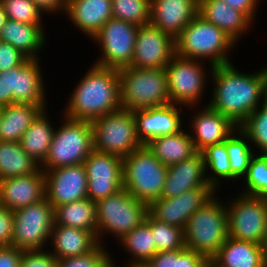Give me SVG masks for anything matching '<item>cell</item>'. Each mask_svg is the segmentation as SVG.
Masks as SVG:
<instances>
[{
  "instance_id": "6da1fadb",
  "label": "cell",
  "mask_w": 267,
  "mask_h": 267,
  "mask_svg": "<svg viewBox=\"0 0 267 267\" xmlns=\"http://www.w3.org/2000/svg\"><path fill=\"white\" fill-rule=\"evenodd\" d=\"M213 89L208 106L225 115L236 126L267 99V65L257 72L238 71L234 64L212 67Z\"/></svg>"
},
{
  "instance_id": "7a4b0ae2",
  "label": "cell",
  "mask_w": 267,
  "mask_h": 267,
  "mask_svg": "<svg viewBox=\"0 0 267 267\" xmlns=\"http://www.w3.org/2000/svg\"><path fill=\"white\" fill-rule=\"evenodd\" d=\"M67 101L63 116L92 122L121 109L119 72L92 64Z\"/></svg>"
},
{
  "instance_id": "3957f363",
  "label": "cell",
  "mask_w": 267,
  "mask_h": 267,
  "mask_svg": "<svg viewBox=\"0 0 267 267\" xmlns=\"http://www.w3.org/2000/svg\"><path fill=\"white\" fill-rule=\"evenodd\" d=\"M237 44L223 30L205 21L198 14L175 38L176 55L203 62L208 60L209 69L231 64L229 52H233Z\"/></svg>"
},
{
  "instance_id": "277c9868",
  "label": "cell",
  "mask_w": 267,
  "mask_h": 267,
  "mask_svg": "<svg viewBox=\"0 0 267 267\" xmlns=\"http://www.w3.org/2000/svg\"><path fill=\"white\" fill-rule=\"evenodd\" d=\"M185 248L194 250L209 261L228 238L226 202L217 193L190 216L184 227Z\"/></svg>"
},
{
  "instance_id": "5b68a950",
  "label": "cell",
  "mask_w": 267,
  "mask_h": 267,
  "mask_svg": "<svg viewBox=\"0 0 267 267\" xmlns=\"http://www.w3.org/2000/svg\"><path fill=\"white\" fill-rule=\"evenodd\" d=\"M121 109L135 111L170 103L165 68L118 69Z\"/></svg>"
},
{
  "instance_id": "8992f818",
  "label": "cell",
  "mask_w": 267,
  "mask_h": 267,
  "mask_svg": "<svg viewBox=\"0 0 267 267\" xmlns=\"http://www.w3.org/2000/svg\"><path fill=\"white\" fill-rule=\"evenodd\" d=\"M96 212L99 244L103 245L104 241L101 239L105 234L115 237L118 243L127 233L145 221L148 205L123 188L113 195L98 200Z\"/></svg>"
},
{
  "instance_id": "52a82bcc",
  "label": "cell",
  "mask_w": 267,
  "mask_h": 267,
  "mask_svg": "<svg viewBox=\"0 0 267 267\" xmlns=\"http://www.w3.org/2000/svg\"><path fill=\"white\" fill-rule=\"evenodd\" d=\"M63 118L62 125L55 129L48 156L40 165L42 171L83 164L94 150L91 122Z\"/></svg>"
},
{
  "instance_id": "ba28073f",
  "label": "cell",
  "mask_w": 267,
  "mask_h": 267,
  "mask_svg": "<svg viewBox=\"0 0 267 267\" xmlns=\"http://www.w3.org/2000/svg\"><path fill=\"white\" fill-rule=\"evenodd\" d=\"M168 166L143 145L123 158V188L149 205L161 198Z\"/></svg>"
},
{
  "instance_id": "9c48e42d",
  "label": "cell",
  "mask_w": 267,
  "mask_h": 267,
  "mask_svg": "<svg viewBox=\"0 0 267 267\" xmlns=\"http://www.w3.org/2000/svg\"><path fill=\"white\" fill-rule=\"evenodd\" d=\"M94 150L122 159L143 146L138 139L136 119L132 111L120 109L91 122Z\"/></svg>"
},
{
  "instance_id": "30bf717a",
  "label": "cell",
  "mask_w": 267,
  "mask_h": 267,
  "mask_svg": "<svg viewBox=\"0 0 267 267\" xmlns=\"http://www.w3.org/2000/svg\"><path fill=\"white\" fill-rule=\"evenodd\" d=\"M206 63L175 55L166 66L167 87L171 104L183 107L199 108L202 97L206 93L207 73ZM208 74V75H207ZM207 75V76H206ZM207 77V78H206ZM205 89V90H204Z\"/></svg>"
},
{
  "instance_id": "8fae6325",
  "label": "cell",
  "mask_w": 267,
  "mask_h": 267,
  "mask_svg": "<svg viewBox=\"0 0 267 267\" xmlns=\"http://www.w3.org/2000/svg\"><path fill=\"white\" fill-rule=\"evenodd\" d=\"M39 60L27 58L21 65L0 72V107L14 103L48 104Z\"/></svg>"
},
{
  "instance_id": "7c38bea8",
  "label": "cell",
  "mask_w": 267,
  "mask_h": 267,
  "mask_svg": "<svg viewBox=\"0 0 267 267\" xmlns=\"http://www.w3.org/2000/svg\"><path fill=\"white\" fill-rule=\"evenodd\" d=\"M13 214L11 246L22 251L47 249L54 224V208L47 198L16 210Z\"/></svg>"
},
{
  "instance_id": "4fadbf2b",
  "label": "cell",
  "mask_w": 267,
  "mask_h": 267,
  "mask_svg": "<svg viewBox=\"0 0 267 267\" xmlns=\"http://www.w3.org/2000/svg\"><path fill=\"white\" fill-rule=\"evenodd\" d=\"M139 26L111 18L91 39L100 45L99 56L93 64L100 67L121 69L131 64Z\"/></svg>"
},
{
  "instance_id": "5bb4252c",
  "label": "cell",
  "mask_w": 267,
  "mask_h": 267,
  "mask_svg": "<svg viewBox=\"0 0 267 267\" xmlns=\"http://www.w3.org/2000/svg\"><path fill=\"white\" fill-rule=\"evenodd\" d=\"M228 200V237L261 245L267 220V199L239 192Z\"/></svg>"
},
{
  "instance_id": "9a60e30c",
  "label": "cell",
  "mask_w": 267,
  "mask_h": 267,
  "mask_svg": "<svg viewBox=\"0 0 267 267\" xmlns=\"http://www.w3.org/2000/svg\"><path fill=\"white\" fill-rule=\"evenodd\" d=\"M87 198L97 202L123 189V159L93 150L84 161Z\"/></svg>"
},
{
  "instance_id": "2e32d148",
  "label": "cell",
  "mask_w": 267,
  "mask_h": 267,
  "mask_svg": "<svg viewBox=\"0 0 267 267\" xmlns=\"http://www.w3.org/2000/svg\"><path fill=\"white\" fill-rule=\"evenodd\" d=\"M211 186H202L171 198H159L148 205V214L155 220L184 229L190 216L215 194Z\"/></svg>"
},
{
  "instance_id": "e0dca14e",
  "label": "cell",
  "mask_w": 267,
  "mask_h": 267,
  "mask_svg": "<svg viewBox=\"0 0 267 267\" xmlns=\"http://www.w3.org/2000/svg\"><path fill=\"white\" fill-rule=\"evenodd\" d=\"M176 55L175 38L151 24L139 26L130 66L166 68Z\"/></svg>"
},
{
  "instance_id": "ac0fdd59",
  "label": "cell",
  "mask_w": 267,
  "mask_h": 267,
  "mask_svg": "<svg viewBox=\"0 0 267 267\" xmlns=\"http://www.w3.org/2000/svg\"><path fill=\"white\" fill-rule=\"evenodd\" d=\"M43 172L45 197L53 208L87 198L88 180L84 164L64 166Z\"/></svg>"
},
{
  "instance_id": "d6986e66",
  "label": "cell",
  "mask_w": 267,
  "mask_h": 267,
  "mask_svg": "<svg viewBox=\"0 0 267 267\" xmlns=\"http://www.w3.org/2000/svg\"><path fill=\"white\" fill-rule=\"evenodd\" d=\"M177 104H166L158 107L133 111L136 119L138 139L143 145L150 140L179 132L184 126L183 111Z\"/></svg>"
},
{
  "instance_id": "ffe728a7",
  "label": "cell",
  "mask_w": 267,
  "mask_h": 267,
  "mask_svg": "<svg viewBox=\"0 0 267 267\" xmlns=\"http://www.w3.org/2000/svg\"><path fill=\"white\" fill-rule=\"evenodd\" d=\"M189 120L190 136L197 152L224 142L238 129L229 118L205 104ZM202 108V109H201Z\"/></svg>"
},
{
  "instance_id": "44dd1931",
  "label": "cell",
  "mask_w": 267,
  "mask_h": 267,
  "mask_svg": "<svg viewBox=\"0 0 267 267\" xmlns=\"http://www.w3.org/2000/svg\"><path fill=\"white\" fill-rule=\"evenodd\" d=\"M45 197V175L37 172L0 180V206L16 211Z\"/></svg>"
},
{
  "instance_id": "7402d4cb",
  "label": "cell",
  "mask_w": 267,
  "mask_h": 267,
  "mask_svg": "<svg viewBox=\"0 0 267 267\" xmlns=\"http://www.w3.org/2000/svg\"><path fill=\"white\" fill-rule=\"evenodd\" d=\"M198 14V0H151L150 24L176 38Z\"/></svg>"
},
{
  "instance_id": "603a6c76",
  "label": "cell",
  "mask_w": 267,
  "mask_h": 267,
  "mask_svg": "<svg viewBox=\"0 0 267 267\" xmlns=\"http://www.w3.org/2000/svg\"><path fill=\"white\" fill-rule=\"evenodd\" d=\"M202 186L210 185L206 178L202 153L197 152L189 159L168 166L161 198L176 197Z\"/></svg>"
},
{
  "instance_id": "cb8c5ba5",
  "label": "cell",
  "mask_w": 267,
  "mask_h": 267,
  "mask_svg": "<svg viewBox=\"0 0 267 267\" xmlns=\"http://www.w3.org/2000/svg\"><path fill=\"white\" fill-rule=\"evenodd\" d=\"M198 15L223 30L236 43L254 25L242 12L232 8L223 0H198Z\"/></svg>"
},
{
  "instance_id": "d4e9b609",
  "label": "cell",
  "mask_w": 267,
  "mask_h": 267,
  "mask_svg": "<svg viewBox=\"0 0 267 267\" xmlns=\"http://www.w3.org/2000/svg\"><path fill=\"white\" fill-rule=\"evenodd\" d=\"M65 14L77 30L92 39L113 18L112 0H67Z\"/></svg>"
},
{
  "instance_id": "484cf974",
  "label": "cell",
  "mask_w": 267,
  "mask_h": 267,
  "mask_svg": "<svg viewBox=\"0 0 267 267\" xmlns=\"http://www.w3.org/2000/svg\"><path fill=\"white\" fill-rule=\"evenodd\" d=\"M211 267H267L262 245L228 237L210 260Z\"/></svg>"
},
{
  "instance_id": "4316f807",
  "label": "cell",
  "mask_w": 267,
  "mask_h": 267,
  "mask_svg": "<svg viewBox=\"0 0 267 267\" xmlns=\"http://www.w3.org/2000/svg\"><path fill=\"white\" fill-rule=\"evenodd\" d=\"M49 240L50 252L58 260L89 253L99 245L92 232L58 224H53Z\"/></svg>"
},
{
  "instance_id": "83f0119b",
  "label": "cell",
  "mask_w": 267,
  "mask_h": 267,
  "mask_svg": "<svg viewBox=\"0 0 267 267\" xmlns=\"http://www.w3.org/2000/svg\"><path fill=\"white\" fill-rule=\"evenodd\" d=\"M43 27L7 19L0 31V41L11 44L30 59H40L39 52L48 40Z\"/></svg>"
},
{
  "instance_id": "f1b7e54d",
  "label": "cell",
  "mask_w": 267,
  "mask_h": 267,
  "mask_svg": "<svg viewBox=\"0 0 267 267\" xmlns=\"http://www.w3.org/2000/svg\"><path fill=\"white\" fill-rule=\"evenodd\" d=\"M47 106V104L14 103L2 107L0 141L19 142L24 132Z\"/></svg>"
},
{
  "instance_id": "f546056e",
  "label": "cell",
  "mask_w": 267,
  "mask_h": 267,
  "mask_svg": "<svg viewBox=\"0 0 267 267\" xmlns=\"http://www.w3.org/2000/svg\"><path fill=\"white\" fill-rule=\"evenodd\" d=\"M186 128L179 132L150 140L146 147L165 166H171L191 158L197 153L190 133Z\"/></svg>"
},
{
  "instance_id": "4dcf8cb0",
  "label": "cell",
  "mask_w": 267,
  "mask_h": 267,
  "mask_svg": "<svg viewBox=\"0 0 267 267\" xmlns=\"http://www.w3.org/2000/svg\"><path fill=\"white\" fill-rule=\"evenodd\" d=\"M48 109L45 108L24 132L19 143L22 149L41 165L50 149L55 126L49 121Z\"/></svg>"
},
{
  "instance_id": "1f68e13d",
  "label": "cell",
  "mask_w": 267,
  "mask_h": 267,
  "mask_svg": "<svg viewBox=\"0 0 267 267\" xmlns=\"http://www.w3.org/2000/svg\"><path fill=\"white\" fill-rule=\"evenodd\" d=\"M54 224L89 231L97 237L96 202L85 198L54 208Z\"/></svg>"
},
{
  "instance_id": "d6a6232c",
  "label": "cell",
  "mask_w": 267,
  "mask_h": 267,
  "mask_svg": "<svg viewBox=\"0 0 267 267\" xmlns=\"http://www.w3.org/2000/svg\"><path fill=\"white\" fill-rule=\"evenodd\" d=\"M126 253L131 256L127 265L132 263L148 262L156 253L153 232L150 228V215L147 214L145 221L118 241Z\"/></svg>"
},
{
  "instance_id": "836d02e7",
  "label": "cell",
  "mask_w": 267,
  "mask_h": 267,
  "mask_svg": "<svg viewBox=\"0 0 267 267\" xmlns=\"http://www.w3.org/2000/svg\"><path fill=\"white\" fill-rule=\"evenodd\" d=\"M40 165L30 157L19 142L0 141V180L37 172Z\"/></svg>"
},
{
  "instance_id": "e575fe53",
  "label": "cell",
  "mask_w": 267,
  "mask_h": 267,
  "mask_svg": "<svg viewBox=\"0 0 267 267\" xmlns=\"http://www.w3.org/2000/svg\"><path fill=\"white\" fill-rule=\"evenodd\" d=\"M201 153L204 159L207 181L215 191H219L220 186L223 184L221 181L223 180L225 182L228 180L227 183H230L229 181L238 182V179L230 171L226 140L222 143L206 147Z\"/></svg>"
},
{
  "instance_id": "d590c367",
  "label": "cell",
  "mask_w": 267,
  "mask_h": 267,
  "mask_svg": "<svg viewBox=\"0 0 267 267\" xmlns=\"http://www.w3.org/2000/svg\"><path fill=\"white\" fill-rule=\"evenodd\" d=\"M226 150L230 160V171L242 180L250 161L256 154L248 137L238 128L226 139Z\"/></svg>"
},
{
  "instance_id": "8d00e7d4",
  "label": "cell",
  "mask_w": 267,
  "mask_h": 267,
  "mask_svg": "<svg viewBox=\"0 0 267 267\" xmlns=\"http://www.w3.org/2000/svg\"><path fill=\"white\" fill-rule=\"evenodd\" d=\"M238 128L248 137L257 154H267V99Z\"/></svg>"
},
{
  "instance_id": "74e56055",
  "label": "cell",
  "mask_w": 267,
  "mask_h": 267,
  "mask_svg": "<svg viewBox=\"0 0 267 267\" xmlns=\"http://www.w3.org/2000/svg\"><path fill=\"white\" fill-rule=\"evenodd\" d=\"M242 180L244 189L240 193L267 199V154L252 157Z\"/></svg>"
},
{
  "instance_id": "f35d334b",
  "label": "cell",
  "mask_w": 267,
  "mask_h": 267,
  "mask_svg": "<svg viewBox=\"0 0 267 267\" xmlns=\"http://www.w3.org/2000/svg\"><path fill=\"white\" fill-rule=\"evenodd\" d=\"M112 15L115 19L137 26L150 24L151 0H112Z\"/></svg>"
},
{
  "instance_id": "ab89813d",
  "label": "cell",
  "mask_w": 267,
  "mask_h": 267,
  "mask_svg": "<svg viewBox=\"0 0 267 267\" xmlns=\"http://www.w3.org/2000/svg\"><path fill=\"white\" fill-rule=\"evenodd\" d=\"M150 228L153 232L157 252L185 248L183 228L155 220L151 216Z\"/></svg>"
},
{
  "instance_id": "60d3db41",
  "label": "cell",
  "mask_w": 267,
  "mask_h": 267,
  "mask_svg": "<svg viewBox=\"0 0 267 267\" xmlns=\"http://www.w3.org/2000/svg\"><path fill=\"white\" fill-rule=\"evenodd\" d=\"M7 19L33 25H43V13L32 0H0Z\"/></svg>"
},
{
  "instance_id": "b9f144b4",
  "label": "cell",
  "mask_w": 267,
  "mask_h": 267,
  "mask_svg": "<svg viewBox=\"0 0 267 267\" xmlns=\"http://www.w3.org/2000/svg\"><path fill=\"white\" fill-rule=\"evenodd\" d=\"M105 245L99 244L93 251L83 255L59 259L57 267H107L112 262V256Z\"/></svg>"
},
{
  "instance_id": "7bdbcfd3",
  "label": "cell",
  "mask_w": 267,
  "mask_h": 267,
  "mask_svg": "<svg viewBox=\"0 0 267 267\" xmlns=\"http://www.w3.org/2000/svg\"><path fill=\"white\" fill-rule=\"evenodd\" d=\"M50 250L51 248L23 251L20 267H57L58 259Z\"/></svg>"
},
{
  "instance_id": "ee69618b",
  "label": "cell",
  "mask_w": 267,
  "mask_h": 267,
  "mask_svg": "<svg viewBox=\"0 0 267 267\" xmlns=\"http://www.w3.org/2000/svg\"><path fill=\"white\" fill-rule=\"evenodd\" d=\"M27 58L19 49L0 41V72L21 65Z\"/></svg>"
},
{
  "instance_id": "f6af8a7d",
  "label": "cell",
  "mask_w": 267,
  "mask_h": 267,
  "mask_svg": "<svg viewBox=\"0 0 267 267\" xmlns=\"http://www.w3.org/2000/svg\"><path fill=\"white\" fill-rule=\"evenodd\" d=\"M210 261L194 250L184 248L175 250V267H209Z\"/></svg>"
},
{
  "instance_id": "bcb514c9",
  "label": "cell",
  "mask_w": 267,
  "mask_h": 267,
  "mask_svg": "<svg viewBox=\"0 0 267 267\" xmlns=\"http://www.w3.org/2000/svg\"><path fill=\"white\" fill-rule=\"evenodd\" d=\"M13 226V211L6 207L0 206V246H11Z\"/></svg>"
},
{
  "instance_id": "7dc6e473",
  "label": "cell",
  "mask_w": 267,
  "mask_h": 267,
  "mask_svg": "<svg viewBox=\"0 0 267 267\" xmlns=\"http://www.w3.org/2000/svg\"><path fill=\"white\" fill-rule=\"evenodd\" d=\"M22 253L14 246H0V267H20Z\"/></svg>"
},
{
  "instance_id": "c3c4849f",
  "label": "cell",
  "mask_w": 267,
  "mask_h": 267,
  "mask_svg": "<svg viewBox=\"0 0 267 267\" xmlns=\"http://www.w3.org/2000/svg\"><path fill=\"white\" fill-rule=\"evenodd\" d=\"M232 8L244 13L252 22L256 20V11L260 0H223Z\"/></svg>"
},
{
  "instance_id": "681fc988",
  "label": "cell",
  "mask_w": 267,
  "mask_h": 267,
  "mask_svg": "<svg viewBox=\"0 0 267 267\" xmlns=\"http://www.w3.org/2000/svg\"><path fill=\"white\" fill-rule=\"evenodd\" d=\"M41 10L43 15L65 13L67 8V0H32ZM60 11V12H59Z\"/></svg>"
},
{
  "instance_id": "f907efd6",
  "label": "cell",
  "mask_w": 267,
  "mask_h": 267,
  "mask_svg": "<svg viewBox=\"0 0 267 267\" xmlns=\"http://www.w3.org/2000/svg\"><path fill=\"white\" fill-rule=\"evenodd\" d=\"M147 263L150 267H175V250L157 252Z\"/></svg>"
},
{
  "instance_id": "816d5d0a",
  "label": "cell",
  "mask_w": 267,
  "mask_h": 267,
  "mask_svg": "<svg viewBox=\"0 0 267 267\" xmlns=\"http://www.w3.org/2000/svg\"><path fill=\"white\" fill-rule=\"evenodd\" d=\"M7 21V16L2 3L0 2V31L3 28L5 22Z\"/></svg>"
},
{
  "instance_id": "f5cc1de1",
  "label": "cell",
  "mask_w": 267,
  "mask_h": 267,
  "mask_svg": "<svg viewBox=\"0 0 267 267\" xmlns=\"http://www.w3.org/2000/svg\"><path fill=\"white\" fill-rule=\"evenodd\" d=\"M261 245L267 254V220H266V227H265V232H264V236H263V242Z\"/></svg>"
},
{
  "instance_id": "db71d44e",
  "label": "cell",
  "mask_w": 267,
  "mask_h": 267,
  "mask_svg": "<svg viewBox=\"0 0 267 267\" xmlns=\"http://www.w3.org/2000/svg\"><path fill=\"white\" fill-rule=\"evenodd\" d=\"M125 267H150V265L147 262H144V263H132Z\"/></svg>"
},
{
  "instance_id": "11a10c76",
  "label": "cell",
  "mask_w": 267,
  "mask_h": 267,
  "mask_svg": "<svg viewBox=\"0 0 267 267\" xmlns=\"http://www.w3.org/2000/svg\"><path fill=\"white\" fill-rule=\"evenodd\" d=\"M117 264L115 263V261H113V258H112V262L107 266V267H119V265H117Z\"/></svg>"
},
{
  "instance_id": "9f6ffc18",
  "label": "cell",
  "mask_w": 267,
  "mask_h": 267,
  "mask_svg": "<svg viewBox=\"0 0 267 267\" xmlns=\"http://www.w3.org/2000/svg\"><path fill=\"white\" fill-rule=\"evenodd\" d=\"M1 114H2V107H0V118H1Z\"/></svg>"
}]
</instances>
